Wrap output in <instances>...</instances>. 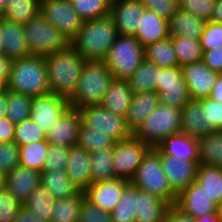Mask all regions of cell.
I'll return each instance as SVG.
<instances>
[{"mask_svg": "<svg viewBox=\"0 0 222 222\" xmlns=\"http://www.w3.org/2000/svg\"><path fill=\"white\" fill-rule=\"evenodd\" d=\"M40 183L55 200L75 196L80 191L68 178L65 170H43Z\"/></svg>", "mask_w": 222, "mask_h": 222, "instance_id": "f546056e", "label": "cell"}, {"mask_svg": "<svg viewBox=\"0 0 222 222\" xmlns=\"http://www.w3.org/2000/svg\"><path fill=\"white\" fill-rule=\"evenodd\" d=\"M85 193L79 191L75 196L55 200L50 222H79V213Z\"/></svg>", "mask_w": 222, "mask_h": 222, "instance_id": "74e56055", "label": "cell"}, {"mask_svg": "<svg viewBox=\"0 0 222 222\" xmlns=\"http://www.w3.org/2000/svg\"><path fill=\"white\" fill-rule=\"evenodd\" d=\"M218 207L222 206V168L198 164L195 180Z\"/></svg>", "mask_w": 222, "mask_h": 222, "instance_id": "4dcf8cb0", "label": "cell"}, {"mask_svg": "<svg viewBox=\"0 0 222 222\" xmlns=\"http://www.w3.org/2000/svg\"><path fill=\"white\" fill-rule=\"evenodd\" d=\"M136 187L130 182L123 190L117 206L112 210L113 222H135Z\"/></svg>", "mask_w": 222, "mask_h": 222, "instance_id": "b9f144b4", "label": "cell"}, {"mask_svg": "<svg viewBox=\"0 0 222 222\" xmlns=\"http://www.w3.org/2000/svg\"><path fill=\"white\" fill-rule=\"evenodd\" d=\"M40 14L71 41L84 20L73 9L70 0H40Z\"/></svg>", "mask_w": 222, "mask_h": 222, "instance_id": "8fae6325", "label": "cell"}, {"mask_svg": "<svg viewBox=\"0 0 222 222\" xmlns=\"http://www.w3.org/2000/svg\"><path fill=\"white\" fill-rule=\"evenodd\" d=\"M7 89L0 92V119L6 116Z\"/></svg>", "mask_w": 222, "mask_h": 222, "instance_id": "be15d7a7", "label": "cell"}, {"mask_svg": "<svg viewBox=\"0 0 222 222\" xmlns=\"http://www.w3.org/2000/svg\"><path fill=\"white\" fill-rule=\"evenodd\" d=\"M49 146L47 140L19 146V165L41 173Z\"/></svg>", "mask_w": 222, "mask_h": 222, "instance_id": "8d00e7d4", "label": "cell"}, {"mask_svg": "<svg viewBox=\"0 0 222 222\" xmlns=\"http://www.w3.org/2000/svg\"><path fill=\"white\" fill-rule=\"evenodd\" d=\"M19 166V146L13 141L0 143V170L6 175Z\"/></svg>", "mask_w": 222, "mask_h": 222, "instance_id": "681fc988", "label": "cell"}, {"mask_svg": "<svg viewBox=\"0 0 222 222\" xmlns=\"http://www.w3.org/2000/svg\"><path fill=\"white\" fill-rule=\"evenodd\" d=\"M68 155V147L50 145L46 155L43 170L64 171L67 167Z\"/></svg>", "mask_w": 222, "mask_h": 222, "instance_id": "f907efd6", "label": "cell"}, {"mask_svg": "<svg viewBox=\"0 0 222 222\" xmlns=\"http://www.w3.org/2000/svg\"><path fill=\"white\" fill-rule=\"evenodd\" d=\"M161 162L168 183L177 195L195 182L199 161H178L161 153Z\"/></svg>", "mask_w": 222, "mask_h": 222, "instance_id": "d6986e66", "label": "cell"}, {"mask_svg": "<svg viewBox=\"0 0 222 222\" xmlns=\"http://www.w3.org/2000/svg\"><path fill=\"white\" fill-rule=\"evenodd\" d=\"M216 0H178L181 10L187 11L198 18L210 21Z\"/></svg>", "mask_w": 222, "mask_h": 222, "instance_id": "bcb514c9", "label": "cell"}, {"mask_svg": "<svg viewBox=\"0 0 222 222\" xmlns=\"http://www.w3.org/2000/svg\"><path fill=\"white\" fill-rule=\"evenodd\" d=\"M115 143L116 140L111 136L95 131L82 123L78 132L76 145L92 153L94 151L113 148Z\"/></svg>", "mask_w": 222, "mask_h": 222, "instance_id": "ab89813d", "label": "cell"}, {"mask_svg": "<svg viewBox=\"0 0 222 222\" xmlns=\"http://www.w3.org/2000/svg\"><path fill=\"white\" fill-rule=\"evenodd\" d=\"M41 173L38 171L17 166L6 174L5 187L22 205L30 193L40 184Z\"/></svg>", "mask_w": 222, "mask_h": 222, "instance_id": "44dd1931", "label": "cell"}, {"mask_svg": "<svg viewBox=\"0 0 222 222\" xmlns=\"http://www.w3.org/2000/svg\"><path fill=\"white\" fill-rule=\"evenodd\" d=\"M144 60V47L134 36L118 35L104 62L114 79L127 80Z\"/></svg>", "mask_w": 222, "mask_h": 222, "instance_id": "ba28073f", "label": "cell"}, {"mask_svg": "<svg viewBox=\"0 0 222 222\" xmlns=\"http://www.w3.org/2000/svg\"><path fill=\"white\" fill-rule=\"evenodd\" d=\"M5 89V86L0 82V92H2Z\"/></svg>", "mask_w": 222, "mask_h": 222, "instance_id": "2644e50d", "label": "cell"}, {"mask_svg": "<svg viewBox=\"0 0 222 222\" xmlns=\"http://www.w3.org/2000/svg\"><path fill=\"white\" fill-rule=\"evenodd\" d=\"M145 60L159 68L179 66L171 37L159 40L144 47Z\"/></svg>", "mask_w": 222, "mask_h": 222, "instance_id": "d6a6232c", "label": "cell"}, {"mask_svg": "<svg viewBox=\"0 0 222 222\" xmlns=\"http://www.w3.org/2000/svg\"><path fill=\"white\" fill-rule=\"evenodd\" d=\"M145 9L142 1L112 0L110 16L118 35L135 36Z\"/></svg>", "mask_w": 222, "mask_h": 222, "instance_id": "5bb4252c", "label": "cell"}, {"mask_svg": "<svg viewBox=\"0 0 222 222\" xmlns=\"http://www.w3.org/2000/svg\"><path fill=\"white\" fill-rule=\"evenodd\" d=\"M175 206L193 218L218 211V206L209 199L204 189L195 181L177 195Z\"/></svg>", "mask_w": 222, "mask_h": 222, "instance_id": "2e32d148", "label": "cell"}, {"mask_svg": "<svg viewBox=\"0 0 222 222\" xmlns=\"http://www.w3.org/2000/svg\"><path fill=\"white\" fill-rule=\"evenodd\" d=\"M4 44L2 43L1 33H0V55L3 54Z\"/></svg>", "mask_w": 222, "mask_h": 222, "instance_id": "a7ac6f4b", "label": "cell"}, {"mask_svg": "<svg viewBox=\"0 0 222 222\" xmlns=\"http://www.w3.org/2000/svg\"><path fill=\"white\" fill-rule=\"evenodd\" d=\"M179 133H181V109L159 103L133 136L150 148H157L164 139Z\"/></svg>", "mask_w": 222, "mask_h": 222, "instance_id": "8992f818", "label": "cell"}, {"mask_svg": "<svg viewBox=\"0 0 222 222\" xmlns=\"http://www.w3.org/2000/svg\"><path fill=\"white\" fill-rule=\"evenodd\" d=\"M205 24V20L178 8L169 20L170 37H189L200 40Z\"/></svg>", "mask_w": 222, "mask_h": 222, "instance_id": "f1b7e54d", "label": "cell"}, {"mask_svg": "<svg viewBox=\"0 0 222 222\" xmlns=\"http://www.w3.org/2000/svg\"><path fill=\"white\" fill-rule=\"evenodd\" d=\"M0 33L4 44L3 55L12 61L30 56L23 25L0 16Z\"/></svg>", "mask_w": 222, "mask_h": 222, "instance_id": "ffe728a7", "label": "cell"}, {"mask_svg": "<svg viewBox=\"0 0 222 222\" xmlns=\"http://www.w3.org/2000/svg\"><path fill=\"white\" fill-rule=\"evenodd\" d=\"M197 222H221L218 212L196 218Z\"/></svg>", "mask_w": 222, "mask_h": 222, "instance_id": "e7e4bbea", "label": "cell"}, {"mask_svg": "<svg viewBox=\"0 0 222 222\" xmlns=\"http://www.w3.org/2000/svg\"><path fill=\"white\" fill-rule=\"evenodd\" d=\"M55 199L40 183L29 195L23 205L40 220L50 222Z\"/></svg>", "mask_w": 222, "mask_h": 222, "instance_id": "f35d334b", "label": "cell"}, {"mask_svg": "<svg viewBox=\"0 0 222 222\" xmlns=\"http://www.w3.org/2000/svg\"><path fill=\"white\" fill-rule=\"evenodd\" d=\"M15 125L5 116L0 119V143L14 141Z\"/></svg>", "mask_w": 222, "mask_h": 222, "instance_id": "9f6ffc18", "label": "cell"}, {"mask_svg": "<svg viewBox=\"0 0 222 222\" xmlns=\"http://www.w3.org/2000/svg\"><path fill=\"white\" fill-rule=\"evenodd\" d=\"M159 103L157 92L133 94L131 105L125 116L127 128L132 134L149 117Z\"/></svg>", "mask_w": 222, "mask_h": 222, "instance_id": "4316f807", "label": "cell"}, {"mask_svg": "<svg viewBox=\"0 0 222 222\" xmlns=\"http://www.w3.org/2000/svg\"><path fill=\"white\" fill-rule=\"evenodd\" d=\"M39 12L40 0H8L1 17L24 25Z\"/></svg>", "mask_w": 222, "mask_h": 222, "instance_id": "d590c367", "label": "cell"}, {"mask_svg": "<svg viewBox=\"0 0 222 222\" xmlns=\"http://www.w3.org/2000/svg\"><path fill=\"white\" fill-rule=\"evenodd\" d=\"M65 172L73 184L84 192L91 184L90 153L78 145L71 146Z\"/></svg>", "mask_w": 222, "mask_h": 222, "instance_id": "7402d4cb", "label": "cell"}, {"mask_svg": "<svg viewBox=\"0 0 222 222\" xmlns=\"http://www.w3.org/2000/svg\"><path fill=\"white\" fill-rule=\"evenodd\" d=\"M179 66L202 61L200 40L189 37H171Z\"/></svg>", "mask_w": 222, "mask_h": 222, "instance_id": "60d3db41", "label": "cell"}, {"mask_svg": "<svg viewBox=\"0 0 222 222\" xmlns=\"http://www.w3.org/2000/svg\"><path fill=\"white\" fill-rule=\"evenodd\" d=\"M6 175L0 170V189L5 187Z\"/></svg>", "mask_w": 222, "mask_h": 222, "instance_id": "03108f58", "label": "cell"}, {"mask_svg": "<svg viewBox=\"0 0 222 222\" xmlns=\"http://www.w3.org/2000/svg\"><path fill=\"white\" fill-rule=\"evenodd\" d=\"M135 187L175 205L177 194L172 190L164 174L161 152L150 148L143 156L135 177L130 181Z\"/></svg>", "mask_w": 222, "mask_h": 222, "instance_id": "5b68a950", "label": "cell"}, {"mask_svg": "<svg viewBox=\"0 0 222 222\" xmlns=\"http://www.w3.org/2000/svg\"><path fill=\"white\" fill-rule=\"evenodd\" d=\"M50 93L69 99L76 89L85 59L70 45L45 57Z\"/></svg>", "mask_w": 222, "mask_h": 222, "instance_id": "7a4b0ae2", "label": "cell"}, {"mask_svg": "<svg viewBox=\"0 0 222 222\" xmlns=\"http://www.w3.org/2000/svg\"><path fill=\"white\" fill-rule=\"evenodd\" d=\"M159 78V67L144 60L127 79L133 94L156 92Z\"/></svg>", "mask_w": 222, "mask_h": 222, "instance_id": "1f68e13d", "label": "cell"}, {"mask_svg": "<svg viewBox=\"0 0 222 222\" xmlns=\"http://www.w3.org/2000/svg\"><path fill=\"white\" fill-rule=\"evenodd\" d=\"M79 222H113L111 213L103 211L86 198L82 201Z\"/></svg>", "mask_w": 222, "mask_h": 222, "instance_id": "f5cc1de1", "label": "cell"}, {"mask_svg": "<svg viewBox=\"0 0 222 222\" xmlns=\"http://www.w3.org/2000/svg\"><path fill=\"white\" fill-rule=\"evenodd\" d=\"M170 206L168 202L136 187L135 222H165Z\"/></svg>", "mask_w": 222, "mask_h": 222, "instance_id": "603a6c76", "label": "cell"}, {"mask_svg": "<svg viewBox=\"0 0 222 222\" xmlns=\"http://www.w3.org/2000/svg\"><path fill=\"white\" fill-rule=\"evenodd\" d=\"M218 214H219V217H220V221L222 222V206H219L218 207Z\"/></svg>", "mask_w": 222, "mask_h": 222, "instance_id": "89a4df30", "label": "cell"}, {"mask_svg": "<svg viewBox=\"0 0 222 222\" xmlns=\"http://www.w3.org/2000/svg\"><path fill=\"white\" fill-rule=\"evenodd\" d=\"M69 108L67 98L49 92L32 98L30 119L46 134Z\"/></svg>", "mask_w": 222, "mask_h": 222, "instance_id": "4fadbf2b", "label": "cell"}, {"mask_svg": "<svg viewBox=\"0 0 222 222\" xmlns=\"http://www.w3.org/2000/svg\"><path fill=\"white\" fill-rule=\"evenodd\" d=\"M160 104L181 109L191 98L180 66L159 68L156 85Z\"/></svg>", "mask_w": 222, "mask_h": 222, "instance_id": "7c38bea8", "label": "cell"}, {"mask_svg": "<svg viewBox=\"0 0 222 222\" xmlns=\"http://www.w3.org/2000/svg\"><path fill=\"white\" fill-rule=\"evenodd\" d=\"M73 9L84 20L110 15L112 0H70Z\"/></svg>", "mask_w": 222, "mask_h": 222, "instance_id": "ee69618b", "label": "cell"}, {"mask_svg": "<svg viewBox=\"0 0 222 222\" xmlns=\"http://www.w3.org/2000/svg\"><path fill=\"white\" fill-rule=\"evenodd\" d=\"M200 44L202 51H209L222 45V24L206 21Z\"/></svg>", "mask_w": 222, "mask_h": 222, "instance_id": "7dc6e473", "label": "cell"}, {"mask_svg": "<svg viewBox=\"0 0 222 222\" xmlns=\"http://www.w3.org/2000/svg\"><path fill=\"white\" fill-rule=\"evenodd\" d=\"M91 184L113 180L116 178L113 169V148L90 153Z\"/></svg>", "mask_w": 222, "mask_h": 222, "instance_id": "e575fe53", "label": "cell"}, {"mask_svg": "<svg viewBox=\"0 0 222 222\" xmlns=\"http://www.w3.org/2000/svg\"><path fill=\"white\" fill-rule=\"evenodd\" d=\"M134 37L143 47L168 38L170 37L169 21L159 17L153 11L145 9Z\"/></svg>", "mask_w": 222, "mask_h": 222, "instance_id": "484cf974", "label": "cell"}, {"mask_svg": "<svg viewBox=\"0 0 222 222\" xmlns=\"http://www.w3.org/2000/svg\"><path fill=\"white\" fill-rule=\"evenodd\" d=\"M202 62L211 70L222 74V45L209 51H203Z\"/></svg>", "mask_w": 222, "mask_h": 222, "instance_id": "11a10c76", "label": "cell"}, {"mask_svg": "<svg viewBox=\"0 0 222 222\" xmlns=\"http://www.w3.org/2000/svg\"><path fill=\"white\" fill-rule=\"evenodd\" d=\"M117 36V28L108 15L84 21L70 45L85 61H104Z\"/></svg>", "mask_w": 222, "mask_h": 222, "instance_id": "6da1fadb", "label": "cell"}, {"mask_svg": "<svg viewBox=\"0 0 222 222\" xmlns=\"http://www.w3.org/2000/svg\"><path fill=\"white\" fill-rule=\"evenodd\" d=\"M165 222H197L196 218L183 213L175 205H171L166 214Z\"/></svg>", "mask_w": 222, "mask_h": 222, "instance_id": "6f0895ef", "label": "cell"}, {"mask_svg": "<svg viewBox=\"0 0 222 222\" xmlns=\"http://www.w3.org/2000/svg\"><path fill=\"white\" fill-rule=\"evenodd\" d=\"M82 123L116 141L130 138L133 134L127 128L125 116L115 114L100 105L86 106L78 109Z\"/></svg>", "mask_w": 222, "mask_h": 222, "instance_id": "9c48e42d", "label": "cell"}, {"mask_svg": "<svg viewBox=\"0 0 222 222\" xmlns=\"http://www.w3.org/2000/svg\"><path fill=\"white\" fill-rule=\"evenodd\" d=\"M202 108H206L207 126L213 131L222 130V102L210 97L198 100Z\"/></svg>", "mask_w": 222, "mask_h": 222, "instance_id": "816d5d0a", "label": "cell"}, {"mask_svg": "<svg viewBox=\"0 0 222 222\" xmlns=\"http://www.w3.org/2000/svg\"><path fill=\"white\" fill-rule=\"evenodd\" d=\"M14 222H47L40 220L37 215L33 214L29 209L22 205L17 213Z\"/></svg>", "mask_w": 222, "mask_h": 222, "instance_id": "91938a15", "label": "cell"}, {"mask_svg": "<svg viewBox=\"0 0 222 222\" xmlns=\"http://www.w3.org/2000/svg\"><path fill=\"white\" fill-rule=\"evenodd\" d=\"M32 98L7 89L6 117L17 125L30 118Z\"/></svg>", "mask_w": 222, "mask_h": 222, "instance_id": "7bdbcfd3", "label": "cell"}, {"mask_svg": "<svg viewBox=\"0 0 222 222\" xmlns=\"http://www.w3.org/2000/svg\"><path fill=\"white\" fill-rule=\"evenodd\" d=\"M12 60L8 57L4 56L3 54L0 55V82L6 86L10 72H11V65Z\"/></svg>", "mask_w": 222, "mask_h": 222, "instance_id": "680465c9", "label": "cell"}, {"mask_svg": "<svg viewBox=\"0 0 222 222\" xmlns=\"http://www.w3.org/2000/svg\"><path fill=\"white\" fill-rule=\"evenodd\" d=\"M157 149L176 160L199 161L198 139L179 133L164 139Z\"/></svg>", "mask_w": 222, "mask_h": 222, "instance_id": "cb8c5ba5", "label": "cell"}, {"mask_svg": "<svg viewBox=\"0 0 222 222\" xmlns=\"http://www.w3.org/2000/svg\"><path fill=\"white\" fill-rule=\"evenodd\" d=\"M5 88L31 98L49 93L45 58L30 55L14 60Z\"/></svg>", "mask_w": 222, "mask_h": 222, "instance_id": "3957f363", "label": "cell"}, {"mask_svg": "<svg viewBox=\"0 0 222 222\" xmlns=\"http://www.w3.org/2000/svg\"><path fill=\"white\" fill-rule=\"evenodd\" d=\"M150 149L133 135L130 138L116 141L113 147V169L116 178L131 181L141 164L143 156Z\"/></svg>", "mask_w": 222, "mask_h": 222, "instance_id": "30bf717a", "label": "cell"}, {"mask_svg": "<svg viewBox=\"0 0 222 222\" xmlns=\"http://www.w3.org/2000/svg\"><path fill=\"white\" fill-rule=\"evenodd\" d=\"M133 92L127 80L113 79L100 103V106L115 114L126 116L131 105Z\"/></svg>", "mask_w": 222, "mask_h": 222, "instance_id": "83f0119b", "label": "cell"}, {"mask_svg": "<svg viewBox=\"0 0 222 222\" xmlns=\"http://www.w3.org/2000/svg\"><path fill=\"white\" fill-rule=\"evenodd\" d=\"M81 124L82 120L79 111L70 107L48 130L46 140L49 145L70 148L77 143Z\"/></svg>", "mask_w": 222, "mask_h": 222, "instance_id": "ac0fdd59", "label": "cell"}, {"mask_svg": "<svg viewBox=\"0 0 222 222\" xmlns=\"http://www.w3.org/2000/svg\"><path fill=\"white\" fill-rule=\"evenodd\" d=\"M46 140L45 132L32 119L15 125L14 142L18 146Z\"/></svg>", "mask_w": 222, "mask_h": 222, "instance_id": "f6af8a7d", "label": "cell"}, {"mask_svg": "<svg viewBox=\"0 0 222 222\" xmlns=\"http://www.w3.org/2000/svg\"><path fill=\"white\" fill-rule=\"evenodd\" d=\"M8 0H0V16L4 12Z\"/></svg>", "mask_w": 222, "mask_h": 222, "instance_id": "003e7915", "label": "cell"}, {"mask_svg": "<svg viewBox=\"0 0 222 222\" xmlns=\"http://www.w3.org/2000/svg\"><path fill=\"white\" fill-rule=\"evenodd\" d=\"M199 163L222 168V130L198 138Z\"/></svg>", "mask_w": 222, "mask_h": 222, "instance_id": "836d02e7", "label": "cell"}, {"mask_svg": "<svg viewBox=\"0 0 222 222\" xmlns=\"http://www.w3.org/2000/svg\"><path fill=\"white\" fill-rule=\"evenodd\" d=\"M217 102H222V74H219L209 96Z\"/></svg>", "mask_w": 222, "mask_h": 222, "instance_id": "94428289", "label": "cell"}, {"mask_svg": "<svg viewBox=\"0 0 222 222\" xmlns=\"http://www.w3.org/2000/svg\"><path fill=\"white\" fill-rule=\"evenodd\" d=\"M146 9L169 21L179 8L178 0H143Z\"/></svg>", "mask_w": 222, "mask_h": 222, "instance_id": "db71d44e", "label": "cell"}, {"mask_svg": "<svg viewBox=\"0 0 222 222\" xmlns=\"http://www.w3.org/2000/svg\"><path fill=\"white\" fill-rule=\"evenodd\" d=\"M21 206L6 187L0 189V222H14Z\"/></svg>", "mask_w": 222, "mask_h": 222, "instance_id": "c3c4849f", "label": "cell"}, {"mask_svg": "<svg viewBox=\"0 0 222 222\" xmlns=\"http://www.w3.org/2000/svg\"><path fill=\"white\" fill-rule=\"evenodd\" d=\"M181 71L191 100L206 99L210 96L219 73L211 70L202 61L183 65Z\"/></svg>", "mask_w": 222, "mask_h": 222, "instance_id": "9a60e30c", "label": "cell"}, {"mask_svg": "<svg viewBox=\"0 0 222 222\" xmlns=\"http://www.w3.org/2000/svg\"><path fill=\"white\" fill-rule=\"evenodd\" d=\"M30 55L47 57L70 46L69 39L40 12L23 25Z\"/></svg>", "mask_w": 222, "mask_h": 222, "instance_id": "52a82bcc", "label": "cell"}, {"mask_svg": "<svg viewBox=\"0 0 222 222\" xmlns=\"http://www.w3.org/2000/svg\"><path fill=\"white\" fill-rule=\"evenodd\" d=\"M113 79L104 61H85L76 89L68 99L70 107L78 110L100 105Z\"/></svg>", "mask_w": 222, "mask_h": 222, "instance_id": "277c9868", "label": "cell"}, {"mask_svg": "<svg viewBox=\"0 0 222 222\" xmlns=\"http://www.w3.org/2000/svg\"><path fill=\"white\" fill-rule=\"evenodd\" d=\"M210 21L222 24V0H216Z\"/></svg>", "mask_w": 222, "mask_h": 222, "instance_id": "6125c7cd", "label": "cell"}, {"mask_svg": "<svg viewBox=\"0 0 222 222\" xmlns=\"http://www.w3.org/2000/svg\"><path fill=\"white\" fill-rule=\"evenodd\" d=\"M212 132L207 126L206 108L198 100H190L181 108V133L198 139Z\"/></svg>", "mask_w": 222, "mask_h": 222, "instance_id": "d4e9b609", "label": "cell"}, {"mask_svg": "<svg viewBox=\"0 0 222 222\" xmlns=\"http://www.w3.org/2000/svg\"><path fill=\"white\" fill-rule=\"evenodd\" d=\"M130 181L120 178L90 184L84 191L85 197L103 211L111 213L117 206L124 188Z\"/></svg>", "mask_w": 222, "mask_h": 222, "instance_id": "e0dca14e", "label": "cell"}]
</instances>
